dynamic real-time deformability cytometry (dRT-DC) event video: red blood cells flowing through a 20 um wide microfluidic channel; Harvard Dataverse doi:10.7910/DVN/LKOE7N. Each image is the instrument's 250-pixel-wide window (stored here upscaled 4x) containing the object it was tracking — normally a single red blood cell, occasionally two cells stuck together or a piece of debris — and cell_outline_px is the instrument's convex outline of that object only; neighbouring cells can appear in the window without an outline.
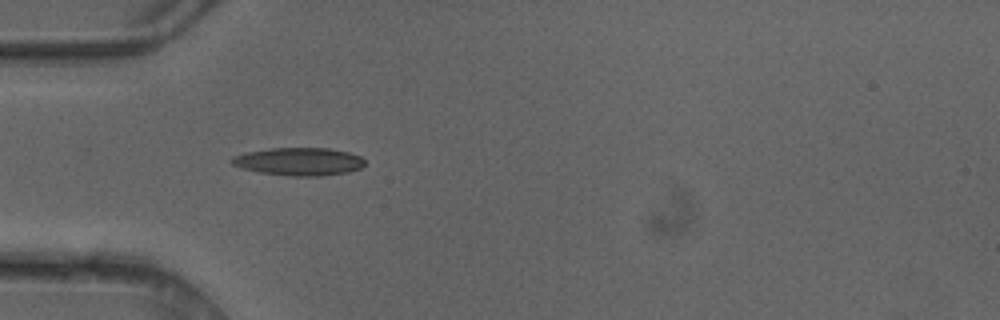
{"species": "common noctule bat (a hibernating species)", "species_latin": "Nyctalus noctula", "temperature_condition": "cold", "stored_images_in_passage": 4, "camera_frame_rate_fps": 3000, "um_per_image_px": 0.085, "animal": {"sex": "female"}, "frame": {"image": 1, "passage_image": 3, "time_ms": 0.667, "image_size_px": [1000, 320], "cell_outline_px": [[364, 164], [360, 168], [348, 172], [320, 176], [288, 176], [260, 172], [240, 168], [232, 164], [228, 160], [232, 156], [244, 152], [272, 148], [328, 148], [348, 152], [360, 156], [364, 160]], "centroid_in_image_um": [25.36, 13.73], "position_along_channel_um": 59.6, "area_um2": 21.73}}
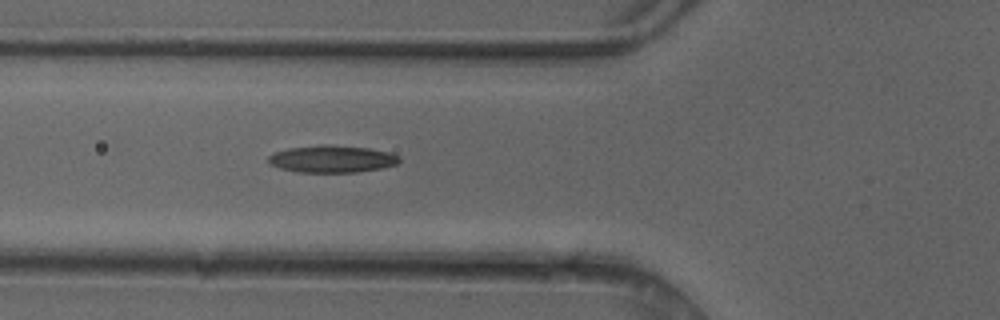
{"frame": {"image": 2, "passage_image": 4, "time_ms": 1.0, "image_size_px": [1000, 320], "cell_outline_px": [[400, 160], [396, 164], [384, 168], [356, 172], [300, 172], [280, 168], [268, 164], [268, 156], [272, 152], [288, 148], [320, 144], [332, 144], [368, 148], [388, 152], [400, 156]], "centroid_in_image_um": [28.19, 13.5], "position_along_channel_um": 97.6, "area_um2": 20.98}}